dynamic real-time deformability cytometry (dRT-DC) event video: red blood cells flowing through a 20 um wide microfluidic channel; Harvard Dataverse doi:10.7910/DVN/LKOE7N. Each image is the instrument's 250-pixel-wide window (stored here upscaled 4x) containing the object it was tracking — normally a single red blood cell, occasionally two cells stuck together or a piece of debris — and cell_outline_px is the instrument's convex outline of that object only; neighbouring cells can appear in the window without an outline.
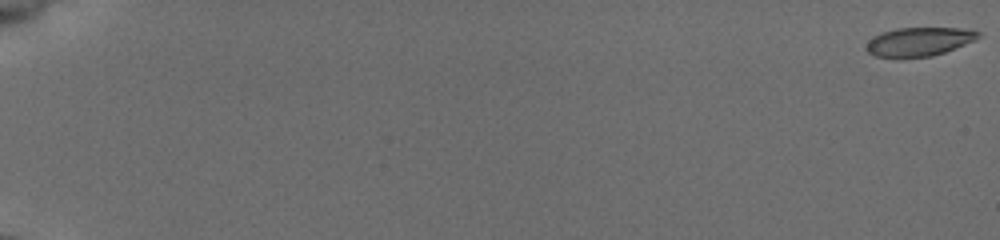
{"species": "common noctule bat (a hibernating species)", "species_latin": "Nyctalus noctula", "temperature_condition": "cold", "stored_images_in_passage": 56, "camera_frame_rate_fps": 3000, "um_per_image_px": 0.085, "animal": {"sex": "female", "body_mass_g": 19.5, "forearm_length_mm": 54.1}, "frame": {"image": 1, "passage_image": 1, "time_ms": 0.0, "image_size_px": [1000, 240], "cell_outline_px": [[980, 36], [976, 40], [944, 52], [932, 56], [876, 56], [868, 52], [864, 48], [868, 40], [880, 32], [896, 28], [960, 28], [980, 32]], "centroid_in_image_um": [78.1, 3.52], "position_along_channel_um": 6.9, "area_um2": 18.5}}
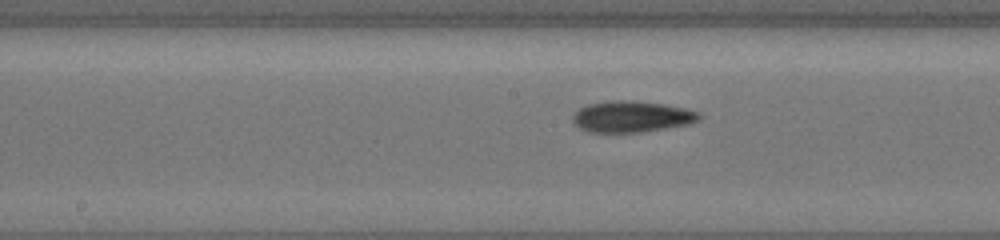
{"frame": {"image": 2, "passage_image": 32, "time_ms": 10.333, "image_size_px": [1000, 240], "cell_outline_px": [[700, 120], [688, 124], [640, 132], [588, 132], [580, 128], [572, 120], [572, 116], [580, 108], [588, 104], [608, 100], [632, 100], [664, 104], [684, 108], [700, 112]], "centroid_in_image_um": [53.68, 9.9], "position_along_channel_um": 194.5, "area_um2": 22.95}}
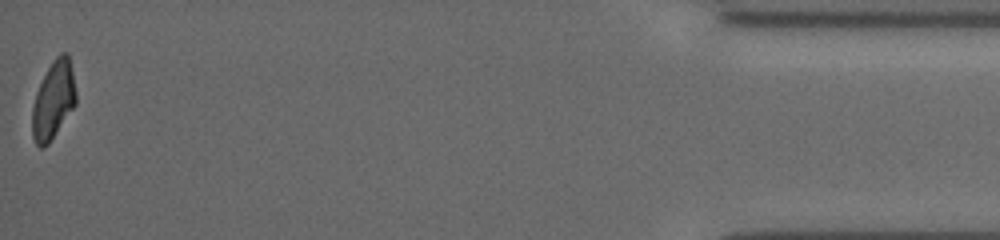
{"frame": {"image": 3, "passage_image": 56, "time_ms": 18.333, "image_size_px": [1000, 240], "cell_outline_px": [[76, 104], [48, 144], [44, 148], [40, 148], [36, 144], [32, 136], [32, 108], [36, 92], [52, 60], [60, 52], [68, 52], [76, 92]], "centroid_in_image_um": [4.53, 8.51], "position_along_channel_um": 430.7, "area_um2": 19.77}, "authors_computed_cell_mechanics": {"area_um2": 21.0103, "velocity_mm_per_s": 3.9073, "shape_relaxation_time_tau1_ms": 8.0578, "shape_relaxation_time_tau2_ms": 6.1433, "deformation_change_tau1": 0.2084, "deformation_change_tau2": 0.1245}}